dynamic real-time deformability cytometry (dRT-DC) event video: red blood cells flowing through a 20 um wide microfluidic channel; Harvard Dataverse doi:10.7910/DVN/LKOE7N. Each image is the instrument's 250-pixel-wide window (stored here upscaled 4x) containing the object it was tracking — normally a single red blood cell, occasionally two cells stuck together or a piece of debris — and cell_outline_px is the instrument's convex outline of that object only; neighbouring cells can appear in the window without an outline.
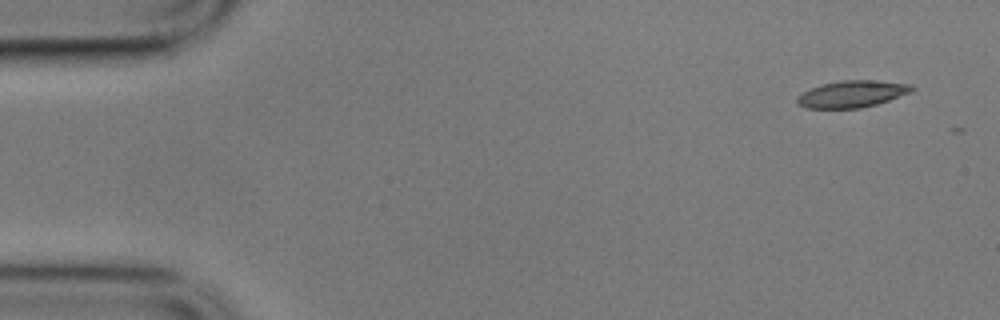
{"species": "common noctule bat (a hibernating species)", "species_latin": "Nyctalus noctula", "temperature_condition": "cold", "stored_images_in_passage": 4, "camera_frame_rate_fps": 3000, "um_per_image_px": 0.085, "animal": {"sex": "male", "body_mass_g": 17.9}, "frame": {"image": 1, "passage_image": 1, "time_ms": 0.0, "image_size_px": [1000, 320], "cell_outline_px": [[916, 88], [912, 92], [876, 104], [860, 108], [804, 108], [796, 100], [796, 96], [812, 88], [824, 84], [840, 80], [876, 80], [912, 84]], "centroid_in_image_um": [72.47, 7.98], "position_along_channel_um": 12.5, "area_um2": 17.86}}